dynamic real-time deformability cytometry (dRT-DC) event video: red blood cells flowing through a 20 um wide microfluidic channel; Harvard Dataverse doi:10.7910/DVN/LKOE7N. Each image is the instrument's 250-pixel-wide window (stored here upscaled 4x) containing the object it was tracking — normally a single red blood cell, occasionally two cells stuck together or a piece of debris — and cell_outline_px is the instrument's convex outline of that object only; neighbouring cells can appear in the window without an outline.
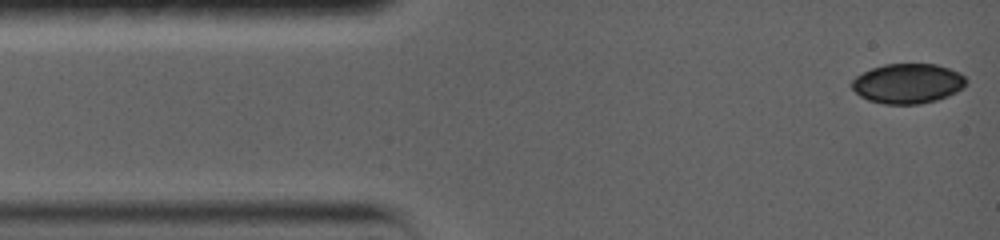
{"species": "common noctule bat (a hibernating species)", "species_latin": "Nyctalus noctula", "temperature_condition": "warm", "stored_images_in_passage": 7, "camera_frame_rate_fps": 5000, "um_per_image_px": 0.085, "animal": {"sex": "female", "body_mass_g": 19.0, "forearm_length_mm": 56.7}, "frame": {"image": 1, "passage_image": 1, "time_ms": 0.0, "image_size_px": [1000, 240], "cell_outline_px": [[964, 84], [960, 88], [944, 96], [932, 100], [916, 104], [888, 104], [868, 100], [860, 96], [852, 88], [852, 80], [856, 76], [872, 68], [888, 64], [932, 64], [948, 68], [964, 76]], "centroid_in_image_um": [77.07, 7.09], "position_along_channel_um": 7.9, "area_um2": 25.66}}
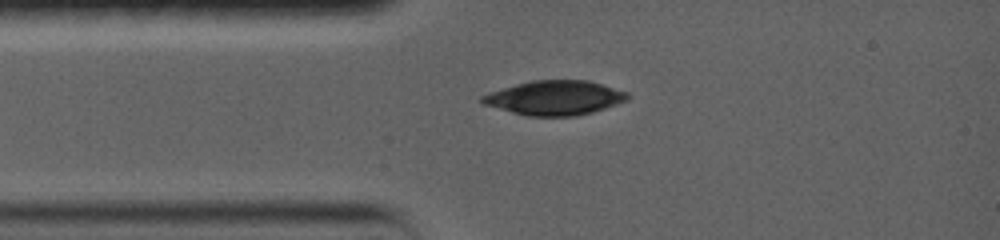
{"frame": {"image": 2, "passage_image": 5, "time_ms": 2.6, "image_size_px": [1000, 240], "cell_outline_px": [[628, 96], [624, 100], [592, 112], [572, 116], [528, 116], [512, 112], [484, 104], [480, 100], [484, 96], [492, 92], [520, 84], [536, 80], [584, 80], [600, 84], [624, 92]], "centroid_in_image_um": [47.12, 8.32], "position_along_channel_um": 37.9, "area_um2": 27.92}}